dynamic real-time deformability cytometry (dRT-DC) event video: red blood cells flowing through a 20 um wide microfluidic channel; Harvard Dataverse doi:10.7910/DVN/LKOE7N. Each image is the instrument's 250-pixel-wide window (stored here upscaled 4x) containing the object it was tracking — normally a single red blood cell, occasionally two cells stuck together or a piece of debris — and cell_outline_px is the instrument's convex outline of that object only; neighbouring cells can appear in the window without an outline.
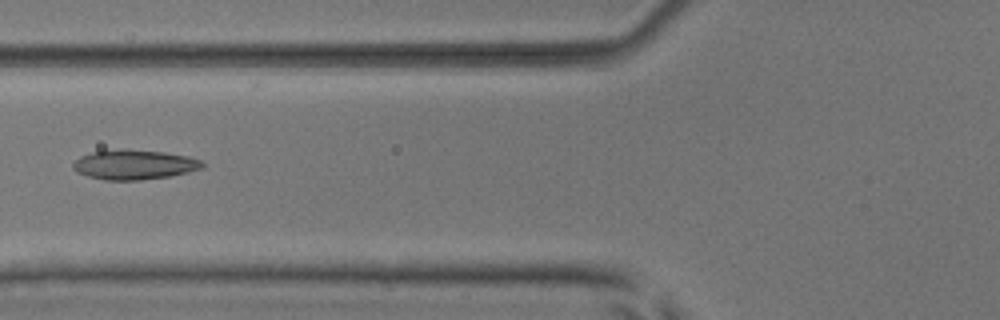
{"species": "common noctule bat (a hibernating species)", "species_latin": "Nyctalus noctula", "temperature_condition": "room temperature", "stored_images_in_passage": 7, "camera_frame_rate_fps": 3000, "um_per_image_px": 0.085, "animal": {"sex": "male", "body_mass_g": 17.9, "forearm_length_mm": 54.2}, "frame": {"image": 1, "passage_image": 6, "time_ms": 6.0, "image_size_px": [1000, 320], "cell_outline_px": [[204, 168], [188, 172], [168, 176], [140, 180], [104, 180], [88, 176], [76, 172], [72, 168], [72, 164], [80, 156], [92, 152], [164, 152], [188, 156], [200, 160], [204, 164]], "centroid_in_image_um": [11.42, 14.04], "position_along_channel_um": 114.4, "area_um2": 21.44}}
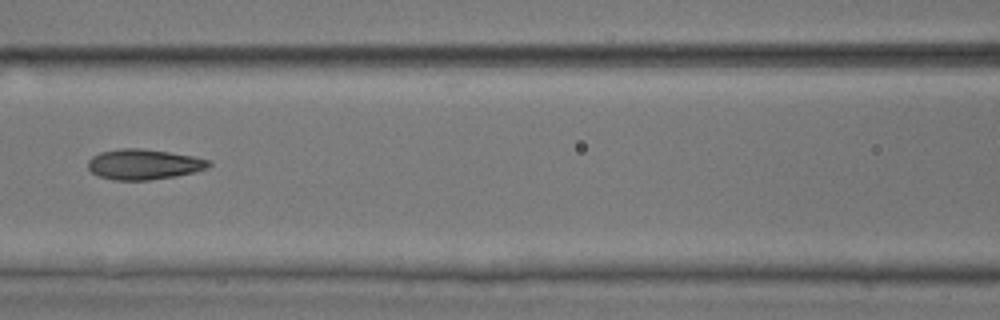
{"frame": {"image": 2, "passage_image": 7, "time_ms": 7.0, "image_size_px": [1000, 320], "cell_outline_px": [[212, 164], [208, 168], [196, 172], [176, 176], [148, 180], [112, 180], [100, 176], [92, 172], [88, 168], [88, 160], [92, 156], [100, 152], [120, 148], [140, 148], [168, 152], [192, 156], [212, 160]], "centroid_in_image_um": [12.24, 13.97], "position_along_channel_um": 154.4, "area_um2": 21.5}}